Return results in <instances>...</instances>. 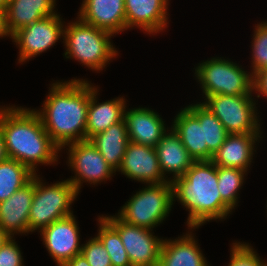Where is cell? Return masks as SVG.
I'll list each match as a JSON object with an SVG mask.
<instances>
[{
    "instance_id": "obj_33",
    "label": "cell",
    "mask_w": 267,
    "mask_h": 266,
    "mask_svg": "<svg viewBox=\"0 0 267 266\" xmlns=\"http://www.w3.org/2000/svg\"><path fill=\"white\" fill-rule=\"evenodd\" d=\"M253 77V90L267 96V68L256 71Z\"/></svg>"
},
{
    "instance_id": "obj_18",
    "label": "cell",
    "mask_w": 267,
    "mask_h": 266,
    "mask_svg": "<svg viewBox=\"0 0 267 266\" xmlns=\"http://www.w3.org/2000/svg\"><path fill=\"white\" fill-rule=\"evenodd\" d=\"M126 28L138 25L149 33L166 25L167 0H124Z\"/></svg>"
},
{
    "instance_id": "obj_17",
    "label": "cell",
    "mask_w": 267,
    "mask_h": 266,
    "mask_svg": "<svg viewBox=\"0 0 267 266\" xmlns=\"http://www.w3.org/2000/svg\"><path fill=\"white\" fill-rule=\"evenodd\" d=\"M257 137L259 133L229 134L211 161L216 166L246 171L252 159V145L257 141Z\"/></svg>"
},
{
    "instance_id": "obj_19",
    "label": "cell",
    "mask_w": 267,
    "mask_h": 266,
    "mask_svg": "<svg viewBox=\"0 0 267 266\" xmlns=\"http://www.w3.org/2000/svg\"><path fill=\"white\" fill-rule=\"evenodd\" d=\"M54 2L55 0H10L4 10L10 35L33 22L54 15Z\"/></svg>"
},
{
    "instance_id": "obj_10",
    "label": "cell",
    "mask_w": 267,
    "mask_h": 266,
    "mask_svg": "<svg viewBox=\"0 0 267 266\" xmlns=\"http://www.w3.org/2000/svg\"><path fill=\"white\" fill-rule=\"evenodd\" d=\"M58 15L43 18L16 31L11 37L20 46V62L50 48L64 34Z\"/></svg>"
},
{
    "instance_id": "obj_21",
    "label": "cell",
    "mask_w": 267,
    "mask_h": 266,
    "mask_svg": "<svg viewBox=\"0 0 267 266\" xmlns=\"http://www.w3.org/2000/svg\"><path fill=\"white\" fill-rule=\"evenodd\" d=\"M95 94V88L90 86L86 140H90L96 134L104 132L111 125L121 122L124 119L125 101L123 98L96 104Z\"/></svg>"
},
{
    "instance_id": "obj_6",
    "label": "cell",
    "mask_w": 267,
    "mask_h": 266,
    "mask_svg": "<svg viewBox=\"0 0 267 266\" xmlns=\"http://www.w3.org/2000/svg\"><path fill=\"white\" fill-rule=\"evenodd\" d=\"M149 185L124 205L118 216L122 221L151 229L167 216L174 198L171 181Z\"/></svg>"
},
{
    "instance_id": "obj_15",
    "label": "cell",
    "mask_w": 267,
    "mask_h": 266,
    "mask_svg": "<svg viewBox=\"0 0 267 266\" xmlns=\"http://www.w3.org/2000/svg\"><path fill=\"white\" fill-rule=\"evenodd\" d=\"M33 195L34 176L28 184L0 202V228L10 237L12 232H29L28 220Z\"/></svg>"
},
{
    "instance_id": "obj_1",
    "label": "cell",
    "mask_w": 267,
    "mask_h": 266,
    "mask_svg": "<svg viewBox=\"0 0 267 266\" xmlns=\"http://www.w3.org/2000/svg\"><path fill=\"white\" fill-rule=\"evenodd\" d=\"M50 92L43 112L37 113L54 144L61 149L71 142L86 140L89 83L76 79L56 83Z\"/></svg>"
},
{
    "instance_id": "obj_5",
    "label": "cell",
    "mask_w": 267,
    "mask_h": 266,
    "mask_svg": "<svg viewBox=\"0 0 267 266\" xmlns=\"http://www.w3.org/2000/svg\"><path fill=\"white\" fill-rule=\"evenodd\" d=\"M77 193L69 180L44 187L34 175V195L28 220L29 231L39 228L43 230L58 219L71 215L69 206Z\"/></svg>"
},
{
    "instance_id": "obj_22",
    "label": "cell",
    "mask_w": 267,
    "mask_h": 266,
    "mask_svg": "<svg viewBox=\"0 0 267 266\" xmlns=\"http://www.w3.org/2000/svg\"><path fill=\"white\" fill-rule=\"evenodd\" d=\"M173 130L194 161H208V147L204 144L203 125L184 108L174 120Z\"/></svg>"
},
{
    "instance_id": "obj_29",
    "label": "cell",
    "mask_w": 267,
    "mask_h": 266,
    "mask_svg": "<svg viewBox=\"0 0 267 266\" xmlns=\"http://www.w3.org/2000/svg\"><path fill=\"white\" fill-rule=\"evenodd\" d=\"M253 42L254 72L267 68V23L257 25Z\"/></svg>"
},
{
    "instance_id": "obj_4",
    "label": "cell",
    "mask_w": 267,
    "mask_h": 266,
    "mask_svg": "<svg viewBox=\"0 0 267 266\" xmlns=\"http://www.w3.org/2000/svg\"><path fill=\"white\" fill-rule=\"evenodd\" d=\"M67 54L75 57L91 69L100 70L106 62L116 55L109 38L111 33L98 29L93 25L75 22L64 30ZM110 36V37H109Z\"/></svg>"
},
{
    "instance_id": "obj_20",
    "label": "cell",
    "mask_w": 267,
    "mask_h": 266,
    "mask_svg": "<svg viewBox=\"0 0 267 266\" xmlns=\"http://www.w3.org/2000/svg\"><path fill=\"white\" fill-rule=\"evenodd\" d=\"M155 149L162 174L173 172L174 179L183 176L195 162L173 129L171 133L164 134Z\"/></svg>"
},
{
    "instance_id": "obj_8",
    "label": "cell",
    "mask_w": 267,
    "mask_h": 266,
    "mask_svg": "<svg viewBox=\"0 0 267 266\" xmlns=\"http://www.w3.org/2000/svg\"><path fill=\"white\" fill-rule=\"evenodd\" d=\"M251 95L217 94L203 103L223 124L229 134L259 133Z\"/></svg>"
},
{
    "instance_id": "obj_36",
    "label": "cell",
    "mask_w": 267,
    "mask_h": 266,
    "mask_svg": "<svg viewBox=\"0 0 267 266\" xmlns=\"http://www.w3.org/2000/svg\"><path fill=\"white\" fill-rule=\"evenodd\" d=\"M8 158L9 157L6 151L4 137H3L2 131L0 130V162H3L7 160Z\"/></svg>"
},
{
    "instance_id": "obj_13",
    "label": "cell",
    "mask_w": 267,
    "mask_h": 266,
    "mask_svg": "<svg viewBox=\"0 0 267 266\" xmlns=\"http://www.w3.org/2000/svg\"><path fill=\"white\" fill-rule=\"evenodd\" d=\"M118 169L131 179L146 181V183L168 182L160 170L155 147L129 141Z\"/></svg>"
},
{
    "instance_id": "obj_23",
    "label": "cell",
    "mask_w": 267,
    "mask_h": 266,
    "mask_svg": "<svg viewBox=\"0 0 267 266\" xmlns=\"http://www.w3.org/2000/svg\"><path fill=\"white\" fill-rule=\"evenodd\" d=\"M90 141L97 148L106 162L114 169L120 167L126 147L129 143L124 119L107 130L96 134Z\"/></svg>"
},
{
    "instance_id": "obj_28",
    "label": "cell",
    "mask_w": 267,
    "mask_h": 266,
    "mask_svg": "<svg viewBox=\"0 0 267 266\" xmlns=\"http://www.w3.org/2000/svg\"><path fill=\"white\" fill-rule=\"evenodd\" d=\"M245 171L239 168L217 166L218 189L222 201L232 210L236 205L237 190L243 183Z\"/></svg>"
},
{
    "instance_id": "obj_14",
    "label": "cell",
    "mask_w": 267,
    "mask_h": 266,
    "mask_svg": "<svg viewBox=\"0 0 267 266\" xmlns=\"http://www.w3.org/2000/svg\"><path fill=\"white\" fill-rule=\"evenodd\" d=\"M80 19L111 34L126 29L124 0H84Z\"/></svg>"
},
{
    "instance_id": "obj_35",
    "label": "cell",
    "mask_w": 267,
    "mask_h": 266,
    "mask_svg": "<svg viewBox=\"0 0 267 266\" xmlns=\"http://www.w3.org/2000/svg\"><path fill=\"white\" fill-rule=\"evenodd\" d=\"M10 35L6 26L5 12L0 10V36Z\"/></svg>"
},
{
    "instance_id": "obj_2",
    "label": "cell",
    "mask_w": 267,
    "mask_h": 266,
    "mask_svg": "<svg viewBox=\"0 0 267 266\" xmlns=\"http://www.w3.org/2000/svg\"><path fill=\"white\" fill-rule=\"evenodd\" d=\"M0 130L8 157L27 166L33 173L37 163L56 161L59 148L46 132L37 111L23 108L0 110Z\"/></svg>"
},
{
    "instance_id": "obj_26",
    "label": "cell",
    "mask_w": 267,
    "mask_h": 266,
    "mask_svg": "<svg viewBox=\"0 0 267 266\" xmlns=\"http://www.w3.org/2000/svg\"><path fill=\"white\" fill-rule=\"evenodd\" d=\"M35 173L15 159L0 162V202L28 184Z\"/></svg>"
},
{
    "instance_id": "obj_7",
    "label": "cell",
    "mask_w": 267,
    "mask_h": 266,
    "mask_svg": "<svg viewBox=\"0 0 267 266\" xmlns=\"http://www.w3.org/2000/svg\"><path fill=\"white\" fill-rule=\"evenodd\" d=\"M196 73L206 98L217 94L251 95L253 90V76L228 60L213 58L200 64Z\"/></svg>"
},
{
    "instance_id": "obj_16",
    "label": "cell",
    "mask_w": 267,
    "mask_h": 266,
    "mask_svg": "<svg viewBox=\"0 0 267 266\" xmlns=\"http://www.w3.org/2000/svg\"><path fill=\"white\" fill-rule=\"evenodd\" d=\"M129 141L155 147L166 130L162 119L152 110L137 108L124 113Z\"/></svg>"
},
{
    "instance_id": "obj_37",
    "label": "cell",
    "mask_w": 267,
    "mask_h": 266,
    "mask_svg": "<svg viewBox=\"0 0 267 266\" xmlns=\"http://www.w3.org/2000/svg\"><path fill=\"white\" fill-rule=\"evenodd\" d=\"M10 238V236L0 228V248Z\"/></svg>"
},
{
    "instance_id": "obj_12",
    "label": "cell",
    "mask_w": 267,
    "mask_h": 266,
    "mask_svg": "<svg viewBox=\"0 0 267 266\" xmlns=\"http://www.w3.org/2000/svg\"><path fill=\"white\" fill-rule=\"evenodd\" d=\"M74 216L58 219L41 231L43 240L50 255L59 266L81 254L79 247L78 227Z\"/></svg>"
},
{
    "instance_id": "obj_32",
    "label": "cell",
    "mask_w": 267,
    "mask_h": 266,
    "mask_svg": "<svg viewBox=\"0 0 267 266\" xmlns=\"http://www.w3.org/2000/svg\"><path fill=\"white\" fill-rule=\"evenodd\" d=\"M10 237L0 248V266H22L21 253Z\"/></svg>"
},
{
    "instance_id": "obj_27",
    "label": "cell",
    "mask_w": 267,
    "mask_h": 266,
    "mask_svg": "<svg viewBox=\"0 0 267 266\" xmlns=\"http://www.w3.org/2000/svg\"><path fill=\"white\" fill-rule=\"evenodd\" d=\"M99 219L101 226L97 237L108 252L112 266H132L118 231L104 217Z\"/></svg>"
},
{
    "instance_id": "obj_9",
    "label": "cell",
    "mask_w": 267,
    "mask_h": 266,
    "mask_svg": "<svg viewBox=\"0 0 267 266\" xmlns=\"http://www.w3.org/2000/svg\"><path fill=\"white\" fill-rule=\"evenodd\" d=\"M104 218L118 231L132 266H158L163 240L150 229L130 225L119 217Z\"/></svg>"
},
{
    "instance_id": "obj_31",
    "label": "cell",
    "mask_w": 267,
    "mask_h": 266,
    "mask_svg": "<svg viewBox=\"0 0 267 266\" xmlns=\"http://www.w3.org/2000/svg\"><path fill=\"white\" fill-rule=\"evenodd\" d=\"M231 262L229 266H267L263 264L251 249L246 244H235L232 248Z\"/></svg>"
},
{
    "instance_id": "obj_24",
    "label": "cell",
    "mask_w": 267,
    "mask_h": 266,
    "mask_svg": "<svg viewBox=\"0 0 267 266\" xmlns=\"http://www.w3.org/2000/svg\"><path fill=\"white\" fill-rule=\"evenodd\" d=\"M195 240L187 235L175 241H164L158 266H208Z\"/></svg>"
},
{
    "instance_id": "obj_3",
    "label": "cell",
    "mask_w": 267,
    "mask_h": 266,
    "mask_svg": "<svg viewBox=\"0 0 267 266\" xmlns=\"http://www.w3.org/2000/svg\"><path fill=\"white\" fill-rule=\"evenodd\" d=\"M173 197L190 211L188 225L198 227L205 221L224 218L230 208L218 189L217 166L210 161H195L181 177L171 181Z\"/></svg>"
},
{
    "instance_id": "obj_30",
    "label": "cell",
    "mask_w": 267,
    "mask_h": 266,
    "mask_svg": "<svg viewBox=\"0 0 267 266\" xmlns=\"http://www.w3.org/2000/svg\"><path fill=\"white\" fill-rule=\"evenodd\" d=\"M81 254L90 266H112L108 252L98 237L89 240L82 247Z\"/></svg>"
},
{
    "instance_id": "obj_38",
    "label": "cell",
    "mask_w": 267,
    "mask_h": 266,
    "mask_svg": "<svg viewBox=\"0 0 267 266\" xmlns=\"http://www.w3.org/2000/svg\"><path fill=\"white\" fill-rule=\"evenodd\" d=\"M10 0H0V10H5Z\"/></svg>"
},
{
    "instance_id": "obj_25",
    "label": "cell",
    "mask_w": 267,
    "mask_h": 266,
    "mask_svg": "<svg viewBox=\"0 0 267 266\" xmlns=\"http://www.w3.org/2000/svg\"><path fill=\"white\" fill-rule=\"evenodd\" d=\"M187 109L203 125L204 144H207L208 161H210L220 146L225 142L229 133L219 119L202 103L189 106Z\"/></svg>"
},
{
    "instance_id": "obj_34",
    "label": "cell",
    "mask_w": 267,
    "mask_h": 266,
    "mask_svg": "<svg viewBox=\"0 0 267 266\" xmlns=\"http://www.w3.org/2000/svg\"><path fill=\"white\" fill-rule=\"evenodd\" d=\"M61 266H90L82 254L74 256L71 260L64 262Z\"/></svg>"
},
{
    "instance_id": "obj_11",
    "label": "cell",
    "mask_w": 267,
    "mask_h": 266,
    "mask_svg": "<svg viewBox=\"0 0 267 266\" xmlns=\"http://www.w3.org/2000/svg\"><path fill=\"white\" fill-rule=\"evenodd\" d=\"M69 163L78 176L70 179L69 182L78 192L82 179L91 183H97L100 180L107 179L115 171L100 154L97 148L90 140L71 143Z\"/></svg>"
}]
</instances>
